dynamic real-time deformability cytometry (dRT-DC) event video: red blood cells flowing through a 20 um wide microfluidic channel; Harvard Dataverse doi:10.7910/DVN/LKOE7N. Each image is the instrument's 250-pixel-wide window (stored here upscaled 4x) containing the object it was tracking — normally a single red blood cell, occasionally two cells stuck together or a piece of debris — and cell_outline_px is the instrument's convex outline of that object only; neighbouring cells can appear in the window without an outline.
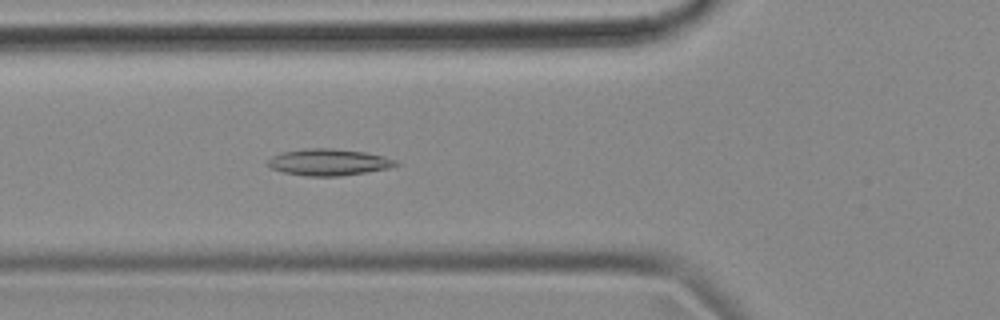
{"species": "common noctule bat (a hibernating species)", "species_latin": "Nyctalus noctula", "temperature_condition": "cold", "stored_images_in_passage": 53, "camera_frame_rate_fps": 3000, "um_per_image_px": 0.085, "animal": {"sex": "female", "body_mass_g": 18.4}, "frame": {"image": 1, "passage_image": 18, "time_ms": 5.667, "image_size_px": [1000, 320], "cell_outline_px": [[400, 164], [388, 168], [340, 176], [308, 176], [284, 172], [272, 168], [268, 164], [268, 160], [272, 156], [284, 152], [304, 148], [332, 148], [364, 152], [384, 156], [396, 160]], "centroid_in_image_um": [27.95, 13.78], "position_along_channel_um": 97.8, "area_um2": 19.59}}
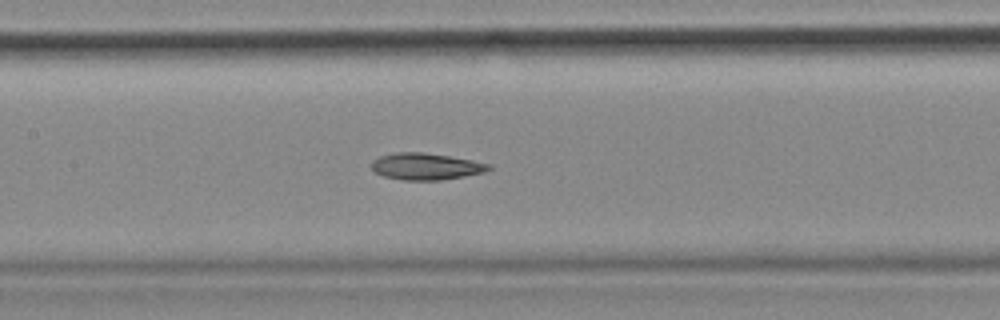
{"frame": {"image": 2, "passage_image": 24, "time_ms": 7.667, "image_size_px": [1000, 320], "cell_outline_px": [[492, 168], [484, 172], [464, 176], [440, 180], [400, 180], [384, 176], [376, 172], [372, 168], [372, 160], [380, 156], [396, 152], [424, 152], [472, 160], [492, 164]], "centroid_in_image_um": [36.21, 14.14], "position_along_channel_um": 171.2, "area_um2": 18.21}}
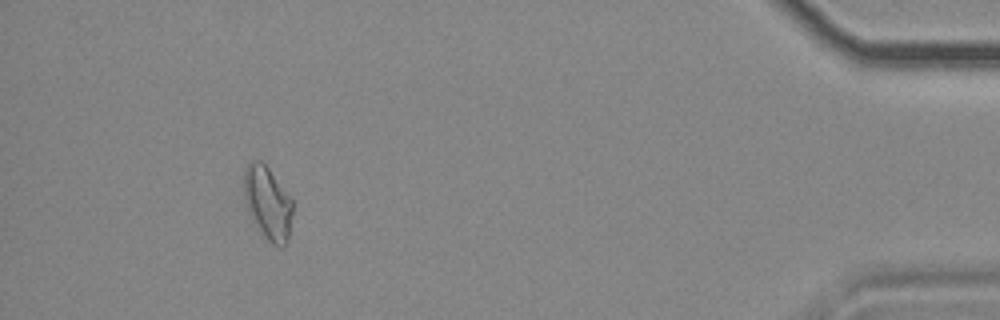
{"frame": {"image": 3, "passage_image": 49, "time_ms": 16.0, "image_size_px": [1000, 320], "cell_outline_px": [[292, 212], [288, 240], [280, 248], [272, 244], [256, 228], [248, 212], [244, 196], [244, 168], [252, 160], [260, 160], [268, 168], [292, 200]], "centroid_in_image_um": [22.73, 17.27], "position_along_channel_um": 412.5, "area_um2": 20.63}, "authors_computed_cell_mechanics": {"area_um2": 18.8428, "velocity_mm_per_s": 3.65, "shape_relaxation_time_tau1_ms": null, "shape_relaxation_time_tau2_ms": 10.519, "deformation_change_tau1": null, "deformation_change_tau2": 0.182}}